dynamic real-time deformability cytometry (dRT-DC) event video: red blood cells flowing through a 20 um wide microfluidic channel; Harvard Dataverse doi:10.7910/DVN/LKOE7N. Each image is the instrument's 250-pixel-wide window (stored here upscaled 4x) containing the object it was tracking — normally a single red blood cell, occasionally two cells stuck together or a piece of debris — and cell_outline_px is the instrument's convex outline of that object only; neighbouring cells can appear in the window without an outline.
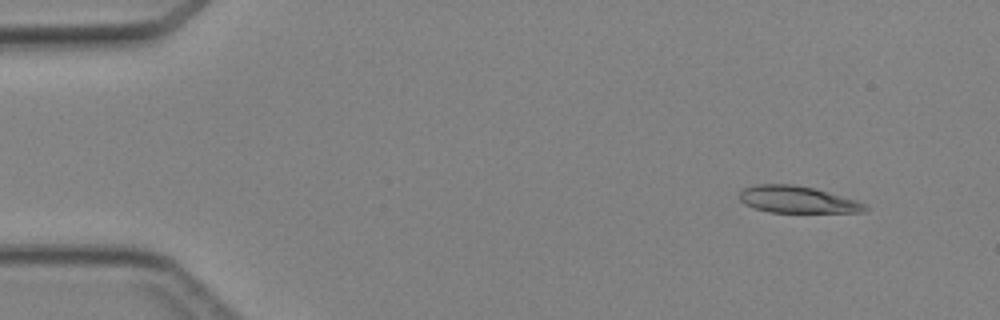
{"species": "Egyptian fruit bat (a non-hibernating species)", "species_latin": "Rousettus aegyptiacus", "temperature_condition": "cold", "stored_images_in_passage": 6, "camera_frame_rate_fps": 3000, "um_per_image_px": 0.085, "animal": {"sex": "female"}, "frame": {"image": 1, "passage_image": 2, "time_ms": 1.0, "image_size_px": [1000, 320], "cell_outline_px": [[868, 208], [864, 212], [768, 212], [744, 204], [740, 200], [740, 192], [744, 188], [756, 184], [792, 184], [812, 188], [856, 200], [864, 204]], "centroid_in_image_um": [67.74, 16.96], "position_along_channel_um": 17.3, "area_um2": 19.36}}
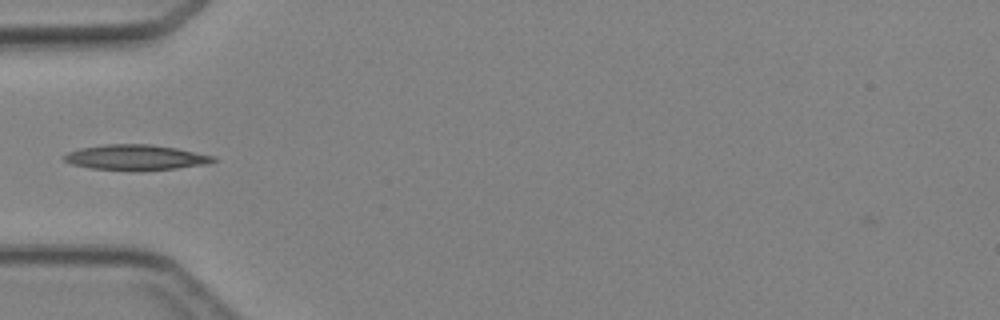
{"frame": {"image": 2, "passage_image": 5, "time_ms": 4.667, "image_size_px": [1000, 320], "cell_outline_px": [[216, 160], [204, 164], [176, 168], [140, 172], [92, 168], [72, 164], [64, 160], [60, 156], [68, 152], [80, 148], [104, 144], [152, 144], [176, 148], [216, 156]], "centroid_in_image_um": [11.51, 13.39], "position_along_channel_um": 73.5, "area_um2": 22.31}}
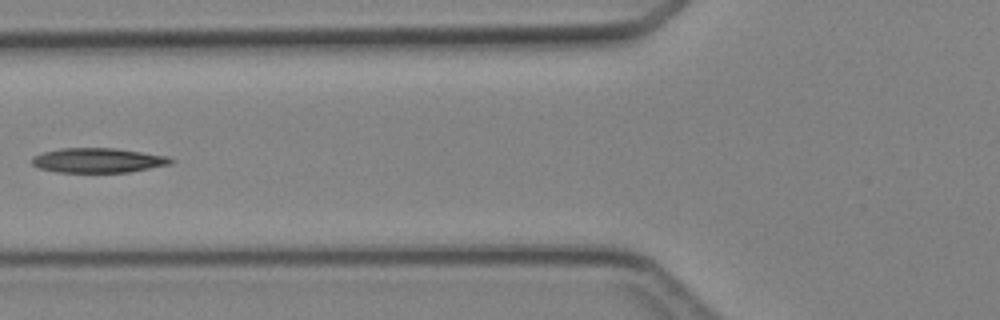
{"frame": {"image": 3, "passage_image": 6, "time_ms": 5.667, "image_size_px": [1000, 320], "cell_outline_px": [[176, 160], [172, 164], [128, 172], [56, 172], [40, 168], [32, 164], [32, 156], [44, 152], [60, 148], [116, 148], [168, 156]], "centroid_in_image_um": [8.36, 13.62], "position_along_channel_um": 117.4, "area_um2": 20.0}}